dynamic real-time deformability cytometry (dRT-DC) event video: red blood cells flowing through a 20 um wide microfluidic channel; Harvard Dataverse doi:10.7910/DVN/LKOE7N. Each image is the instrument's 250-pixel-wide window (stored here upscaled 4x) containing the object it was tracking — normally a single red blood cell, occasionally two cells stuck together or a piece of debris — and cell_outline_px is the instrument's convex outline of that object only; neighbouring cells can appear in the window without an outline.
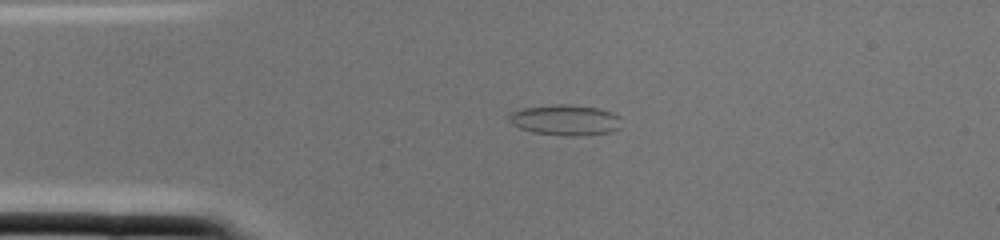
{"species": "common noctule bat (a hibernating species)", "species_latin": "Nyctalus noctula", "temperature_condition": "cold", "stored_images_in_passage": 1, "camera_frame_rate_fps": 3000, "um_per_image_px": 0.085, "animal": {"sex": "female", "body_mass_g": 22.0, "forearm_length_mm": 56.7}, "frame": {"image": 1, "passage_image": 1, "time_ms": 0.0, "image_size_px": [1000, 240], "cell_outline_px": [[620, 128], [608, 132], [580, 136], [564, 136], [532, 132], [520, 128], [512, 124], [508, 120], [508, 116], [512, 112], [524, 108], [560, 104], [572, 104], [600, 108], [612, 112], [620, 116]], "centroid_in_image_um": [48.07, 10.2], "position_along_channel_um": 36.9, "area_um2": 20.17}}